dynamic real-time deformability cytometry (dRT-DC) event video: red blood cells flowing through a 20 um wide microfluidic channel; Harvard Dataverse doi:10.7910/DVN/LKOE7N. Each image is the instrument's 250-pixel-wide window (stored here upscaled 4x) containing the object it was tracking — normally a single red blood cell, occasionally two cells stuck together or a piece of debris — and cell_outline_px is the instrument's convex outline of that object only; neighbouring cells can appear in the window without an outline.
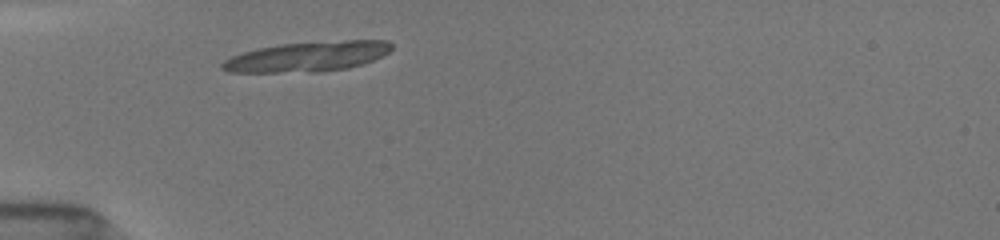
{"species": "common noctule bat (a hibernating species)", "species_latin": "Nyctalus noctula", "temperature_condition": "room temperature", "stored_images_in_passage": 2, "camera_frame_rate_fps": 3000, "um_per_image_px": 0.085, "animal": {"sex": "female", "body_mass_g": 19.5, "forearm_length_mm": 54.1}, "frame": {"image": 1, "passage_image": 2, "time_ms": 1.0, "image_size_px": [1000, 240], "cell_outline_px": [[392, 48], [388, 52], [372, 60], [348, 68], [320, 72], [228, 72], [220, 68], [220, 64], [224, 60], [232, 56], [244, 52], [260, 48], [280, 44], [344, 40], [388, 40], [392, 44]], "centroid_in_image_um": [26.12, 4.81], "position_along_channel_um": 58.9, "area_um2": 29.48}}